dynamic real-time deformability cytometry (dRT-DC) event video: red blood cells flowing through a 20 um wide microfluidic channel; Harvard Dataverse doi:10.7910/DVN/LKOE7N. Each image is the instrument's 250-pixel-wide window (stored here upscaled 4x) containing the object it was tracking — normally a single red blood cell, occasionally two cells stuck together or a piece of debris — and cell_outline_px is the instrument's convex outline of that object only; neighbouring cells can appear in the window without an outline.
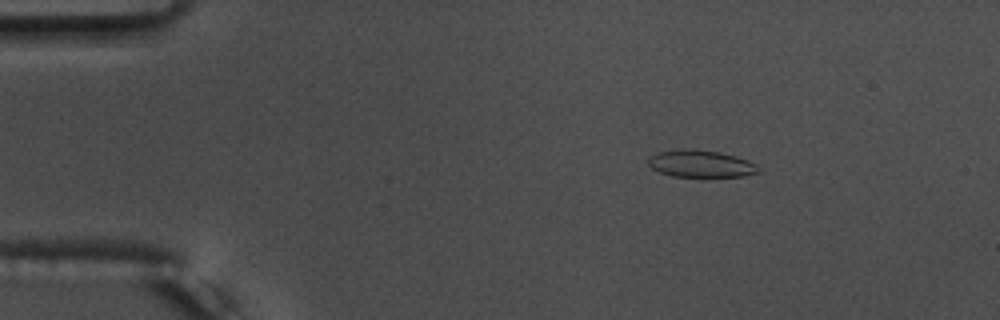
{"species": "common noctule bat (a hibernating species)", "species_latin": "Nyctalus noctula", "temperature_condition": "warm", "stored_images_in_passage": 52, "camera_frame_rate_fps": 3000, "um_per_image_px": 0.085, "animal": {"sex": "male", "body_mass_g": 17.5, "forearm_length_mm": 52.3}, "frame": {"image": 1, "passage_image": 6, "time_ms": 1.667, "image_size_px": [1000, 320], "cell_outline_px": [[760, 172], [744, 176], [704, 180], [672, 176], [660, 172], [652, 168], [648, 164], [648, 156], [660, 152], [680, 148], [692, 148], [720, 152], [736, 156], [748, 160], [756, 164], [760, 168]], "centroid_in_image_um": [59.6, 13.96], "position_along_channel_um": 25.4, "area_um2": 18.55}}
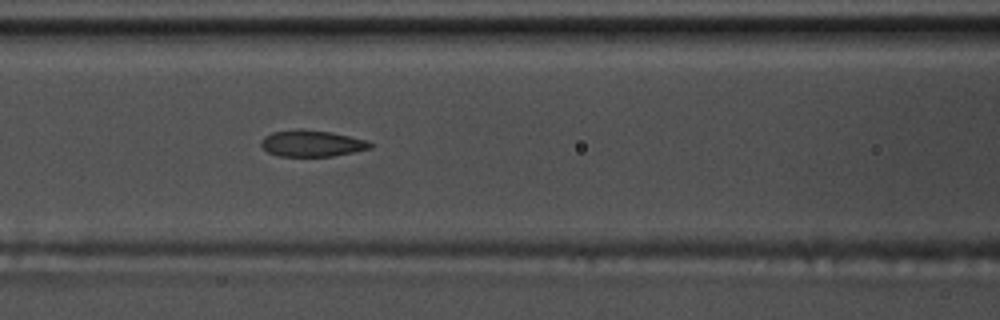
{"frame": {"image": 2, "passage_image": 21, "time_ms": 6.667, "image_size_px": [1000, 320], "cell_outline_px": [[376, 144], [372, 148], [332, 156], [280, 156], [268, 152], [260, 144], [260, 140], [264, 136], [272, 132], [296, 128], [300, 128], [332, 132], [368, 140]], "centroid_in_image_um": [26.52, 12.17], "position_along_channel_um": 140.1, "area_um2": 17.05}}
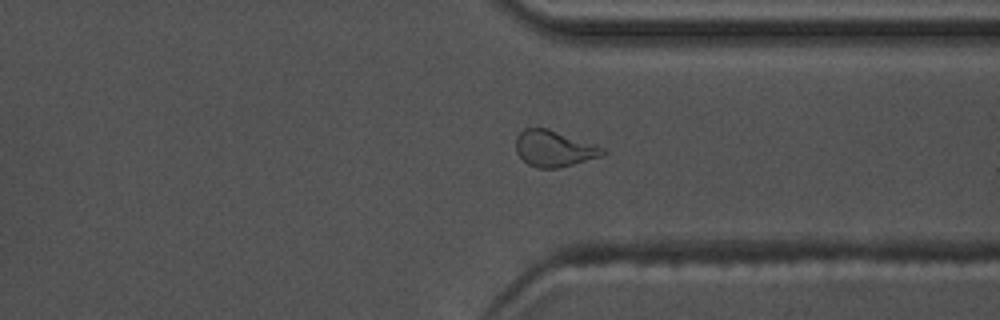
{"frame": {"image": 3, "passage_image": 39, "time_ms": 12.667, "image_size_px": [1000, 320], "cell_outline_px": [[608, 152], [600, 156], [572, 164], [556, 168], [536, 168], [528, 164], [516, 152], [516, 136], [524, 128], [548, 128], [604, 148]], "centroid_in_image_um": [47.06, 12.62], "position_along_channel_um": 364.3, "area_um2": 18.03}, "authors_computed_cell_mechanics": {"area_um2": 17.6868, "velocity_mm_per_s": 3.7439, "shape_relaxation_time_tau1_ms": 5.8229, "shape_relaxation_time_tau2_ms": 1.7256, "deformation_change_tau1": 0.1974, "deformation_change_tau2": 0.0888}}